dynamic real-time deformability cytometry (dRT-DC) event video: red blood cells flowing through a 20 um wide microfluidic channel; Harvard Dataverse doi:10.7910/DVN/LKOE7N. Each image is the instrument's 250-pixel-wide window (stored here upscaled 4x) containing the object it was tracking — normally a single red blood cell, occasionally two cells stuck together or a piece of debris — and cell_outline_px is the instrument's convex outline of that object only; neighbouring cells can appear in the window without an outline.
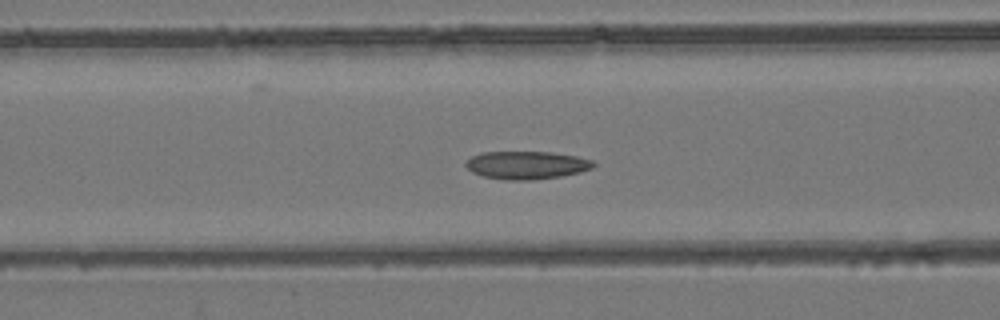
{"species": "common noctule bat (a hibernating species)", "species_latin": "Nyctalus noctula", "temperature_condition": "room temperature", "stored_images_in_passage": 54, "camera_frame_rate_fps": 3000, "um_per_image_px": 0.085, "animal": {"sex": "female", "body_mass_g": 24.6, "forearm_length_mm": 56.2}, "frame": {"image": 1, "passage_image": 22, "time_ms": 7.0, "image_size_px": [1000, 320], "cell_outline_px": [[596, 164], [592, 168], [580, 172], [560, 176], [532, 180], [504, 180], [484, 176], [472, 172], [464, 164], [472, 156], [480, 152], [552, 152], [576, 156], [592, 160]], "centroid_in_image_um": [44.76, 14.03], "position_along_channel_um": 121.8, "area_um2": 20.75}}
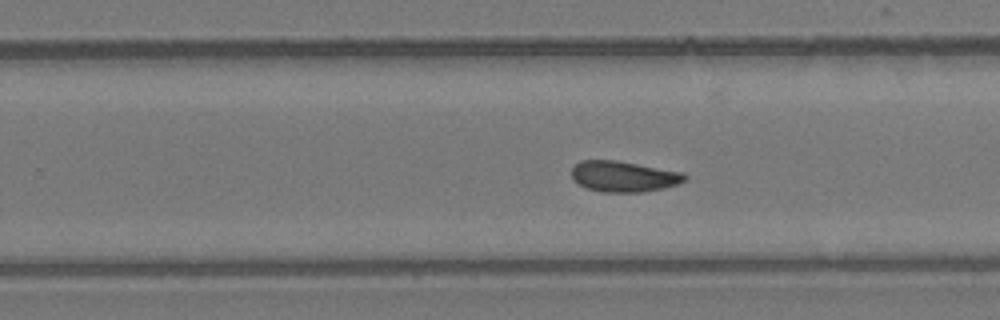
{"frame": {"image": 2, "passage_image": 34, "time_ms": 11.0, "image_size_px": [1000, 320], "cell_outline_px": [[688, 176], [684, 180], [676, 184], [664, 188], [640, 192], [600, 192], [584, 188], [572, 180], [572, 168], [580, 160], [616, 160], [684, 172]], "centroid_in_image_um": [52.98, 15.0], "position_along_channel_um": 276.8, "area_um2": 20.46}}
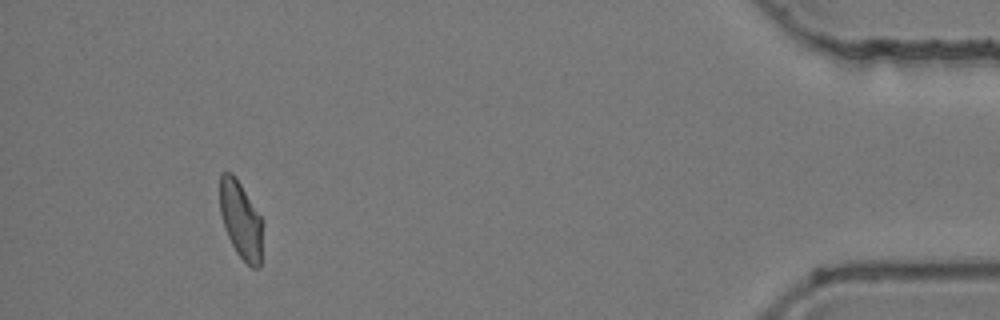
{"frame": {"image": 3, "passage_image": 50, "time_ms": 16.333, "image_size_px": [1000, 320], "cell_outline_px": [[260, 268], [252, 268], [236, 252], [224, 228], [220, 212], [220, 172], [232, 172], [236, 176], [260, 216]], "centroid_in_image_um": [20.42, 18.65], "position_along_channel_um": 414.8, "area_um2": 18.79}, "authors_computed_cell_mechanics": {"area_um2": 20.5768, "velocity_mm_per_s": 3.8835, "shape_relaxation_time_tau1_ms": null, "shape_relaxation_time_tau2_ms": 3.5228, "deformation_change_tau1": null, "deformation_change_tau2": 0.0823}}